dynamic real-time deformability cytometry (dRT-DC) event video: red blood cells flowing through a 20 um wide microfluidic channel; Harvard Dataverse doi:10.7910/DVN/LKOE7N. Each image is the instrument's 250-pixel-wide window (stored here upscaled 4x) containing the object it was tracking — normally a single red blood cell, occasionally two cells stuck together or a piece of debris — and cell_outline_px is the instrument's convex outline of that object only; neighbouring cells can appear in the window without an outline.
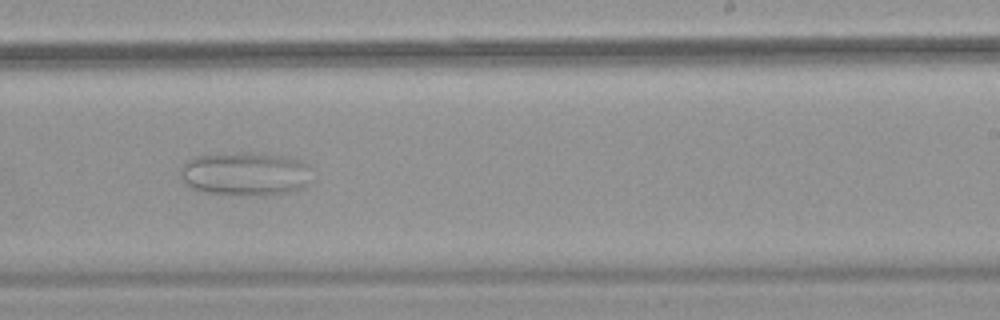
{"species": "common noctule bat (a hibernating species)", "species_latin": "Nyctalus noctula", "temperature_condition": "warm", "stored_images_in_passage": 47, "camera_frame_rate_fps": 3000, "um_per_image_px": 0.085, "animal": {"sex": "female", "body_mass_g": 18.4}, "frame": {"image": 1, "passage_image": 27, "time_ms": 8.667, "image_size_px": [1000, 320], "cell_outline_px": [[312, 180], [304, 188], [288, 192], [264, 196], [252, 196], [208, 192], [192, 188], [184, 184], [180, 176], [180, 168], [192, 156], [240, 152], [248, 152], [284, 156], [300, 160], [308, 164]], "centroid_in_image_um": [20.87, 14.78], "position_along_channel_um": 268.1, "area_um2": 33.93}}